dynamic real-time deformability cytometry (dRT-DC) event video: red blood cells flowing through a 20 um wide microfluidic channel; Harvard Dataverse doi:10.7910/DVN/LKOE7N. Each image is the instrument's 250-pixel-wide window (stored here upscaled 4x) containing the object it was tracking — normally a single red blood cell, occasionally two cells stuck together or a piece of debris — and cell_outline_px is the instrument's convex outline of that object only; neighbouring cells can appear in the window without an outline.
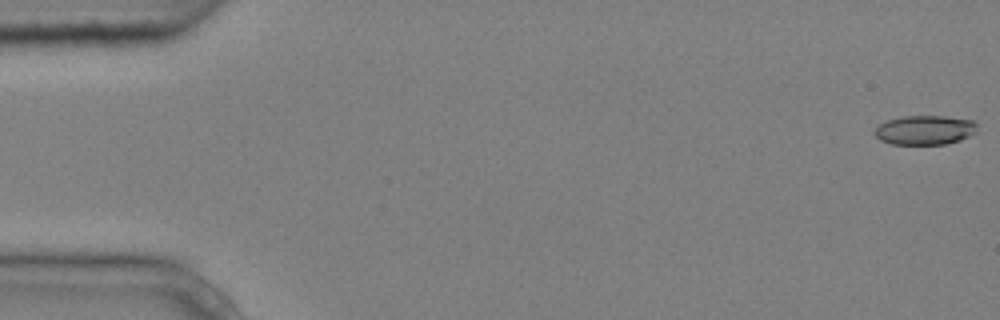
{"species": "common noctule bat (a hibernating species)", "species_latin": "Nyctalus noctula", "temperature_condition": "cold", "stored_images_in_passage": 6, "camera_frame_rate_fps": 3000, "um_per_image_px": 0.085, "animal": {"sex": "male", "body_mass_g": 20.4}, "frame": {"image": 1, "passage_image": 1, "time_ms": 0.0, "image_size_px": [1000, 320], "cell_outline_px": [[976, 132], [960, 140], [944, 144], [892, 144], [880, 140], [872, 132], [880, 124], [888, 120], [904, 116], [944, 116], [972, 120], [976, 124]], "centroid_in_image_um": [78.59, 11.05], "position_along_channel_um": 6.4, "area_um2": 17.4}}
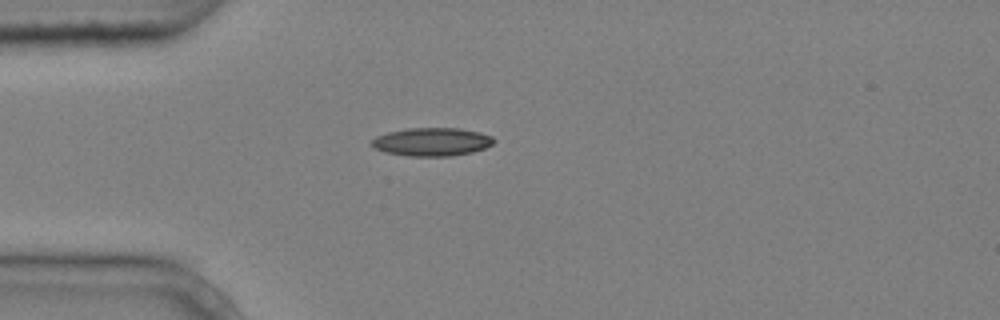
{"frame": {"image": 2, "passage_image": 5, "time_ms": 1.333, "image_size_px": [1000, 320], "cell_outline_px": [[496, 140], [492, 144], [484, 148], [472, 152], [452, 156], [408, 156], [384, 152], [372, 148], [368, 144], [376, 136], [388, 132], [408, 128], [460, 128], [480, 132], [492, 136]], "centroid_in_image_um": [36.68, 12.06], "position_along_channel_um": 48.3, "area_um2": 20.35}}